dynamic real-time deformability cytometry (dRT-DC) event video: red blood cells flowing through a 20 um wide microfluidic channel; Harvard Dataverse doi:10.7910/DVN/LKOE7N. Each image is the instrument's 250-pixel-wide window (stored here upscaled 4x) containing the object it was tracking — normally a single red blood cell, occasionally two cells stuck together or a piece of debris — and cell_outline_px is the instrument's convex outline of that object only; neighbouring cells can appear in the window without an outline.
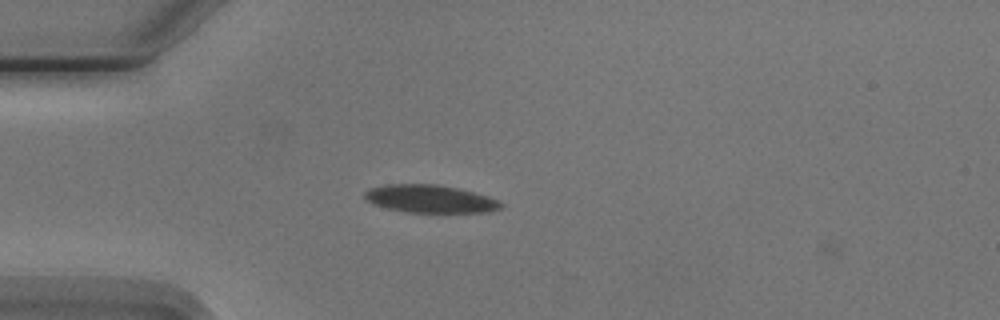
{"species": "Egyptian fruit bat (a non-hibernating species)", "species_latin": "Rousettus aegyptiacus", "temperature_condition": "cold", "stored_images_in_passage": 2, "camera_frame_rate_fps": 3000, "um_per_image_px": 0.085, "animal": {"sex": "male"}, "frame": {"image": 1, "passage_image": 1, "time_ms": 0.0, "image_size_px": [1000, 320], "cell_outline_px": [[504, 204], [500, 208], [488, 212], [408, 212], [388, 208], [372, 204], [364, 200], [364, 192], [368, 188], [388, 184], [436, 184], [456, 188], [488, 196]], "centroid_in_image_um": [36.5, 16.9], "position_along_channel_um": 48.5, "area_um2": 21.96}}